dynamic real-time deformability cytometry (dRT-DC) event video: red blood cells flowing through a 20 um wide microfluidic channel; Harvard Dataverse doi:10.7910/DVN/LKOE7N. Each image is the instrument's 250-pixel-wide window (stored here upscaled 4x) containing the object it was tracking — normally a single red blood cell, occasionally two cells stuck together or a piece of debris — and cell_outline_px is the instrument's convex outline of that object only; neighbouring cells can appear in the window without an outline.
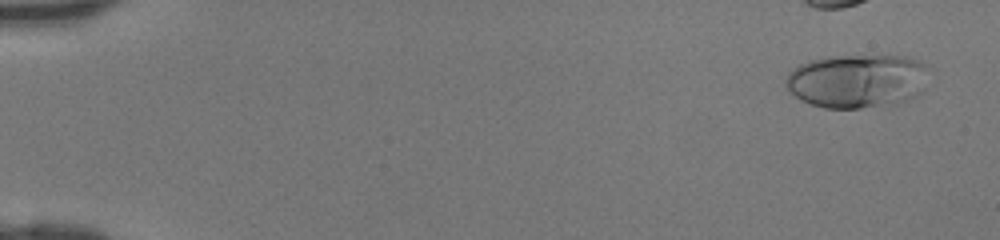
{"species": "human", "species_latin": "Homo sapiens", "temperature_condition": "room temperature", "stored_images_in_passage": 36, "camera_frame_rate_fps": 3000, "um_per_image_px": 0.085, "donor": {"sex": "female"}, "frame": {"image": 1, "passage_image": 1, "time_ms": 0.0, "image_size_px": [1000, 240], "cell_outline_px": [[928, 68], [924, 88], [920, 92], [896, 104], [860, 108], [824, 108], [800, 100], [784, 84], [784, 80], [788, 72], [792, 68], [808, 60], [828, 56], [900, 56], [916, 60], [924, 64]], "centroid_in_image_um": [72.81, 6.87], "position_along_channel_um": 12.2, "area_um2": 44.85}}